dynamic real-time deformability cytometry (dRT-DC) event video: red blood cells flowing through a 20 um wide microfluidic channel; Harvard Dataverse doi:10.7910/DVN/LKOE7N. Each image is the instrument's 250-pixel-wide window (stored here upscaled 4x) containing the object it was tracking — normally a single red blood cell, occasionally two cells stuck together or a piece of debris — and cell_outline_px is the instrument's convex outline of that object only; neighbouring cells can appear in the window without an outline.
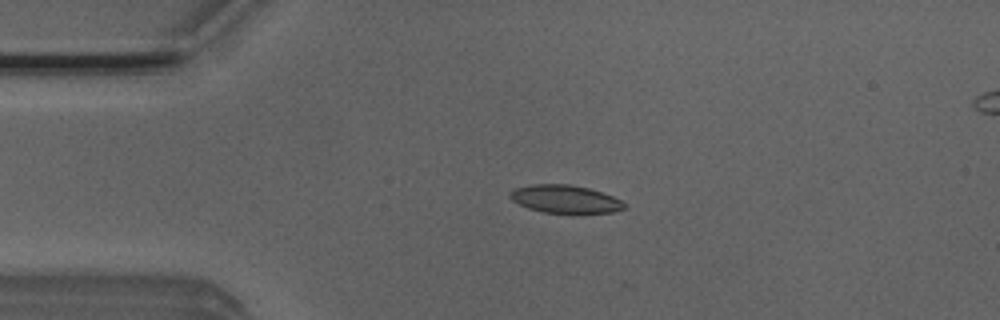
{"species": "Egyptian fruit bat (a non-hibernating species)", "species_latin": "Rousettus aegyptiacus", "temperature_condition": "room temperature", "stored_images_in_passage": 5, "camera_frame_rate_fps": 3000, "um_per_image_px": 0.085, "animal": {"sex": "male"}, "frame": {"image": 1, "passage_image": 3, "time_ms": 0.667, "image_size_px": [1000, 320], "cell_outline_px": [[628, 208], [612, 212], [544, 212], [528, 208], [512, 200], [508, 196], [516, 188], [532, 184], [568, 184], [588, 188], [612, 196], [620, 200]], "centroid_in_image_um": [48.03, 16.91], "position_along_channel_um": 37.0, "area_um2": 18.15}}